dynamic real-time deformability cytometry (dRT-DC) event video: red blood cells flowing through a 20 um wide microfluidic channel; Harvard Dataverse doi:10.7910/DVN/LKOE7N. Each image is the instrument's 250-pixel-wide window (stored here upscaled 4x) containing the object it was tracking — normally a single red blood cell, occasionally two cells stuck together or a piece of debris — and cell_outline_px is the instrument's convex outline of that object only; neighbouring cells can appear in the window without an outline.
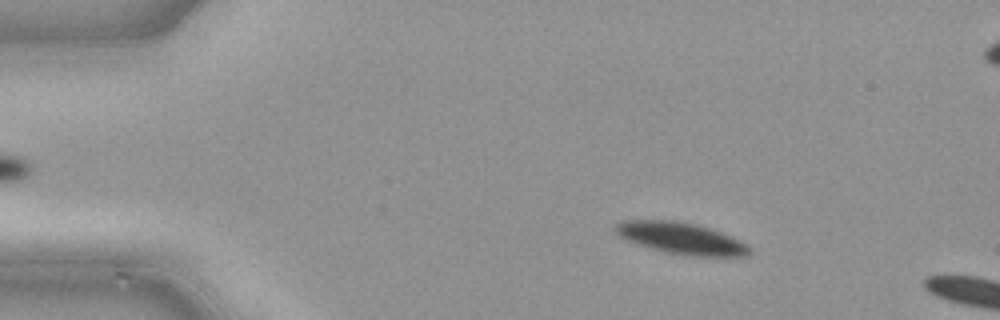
{"species": "common noctule bat (a hibernating species)", "species_latin": "Nyctalus noctula", "temperature_condition": "cold", "stored_images_in_passage": 11, "camera_frame_rate_fps": 3000, "um_per_image_px": 0.085, "animal": {"sex": "male", "body_mass_g": 21.5, "forearm_length_mm": 52.0}, "frame": {"image": 1, "passage_image": 8, "time_ms": 2.333, "image_size_px": [1000, 320], "cell_outline_px": [[748, 252], [744, 256], [684, 256], [664, 252], [636, 244], [624, 240], [612, 228], [616, 224], [624, 220], [672, 220], [692, 224], [708, 228], [720, 232], [744, 244], [748, 248]], "centroid_in_image_um": [57.76, 20.26], "position_along_channel_um": 27.2, "area_um2": 24.28}}